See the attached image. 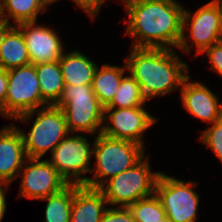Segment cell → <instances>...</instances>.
<instances>
[{
  "label": "cell",
  "mask_w": 222,
  "mask_h": 222,
  "mask_svg": "<svg viewBox=\"0 0 222 222\" xmlns=\"http://www.w3.org/2000/svg\"><path fill=\"white\" fill-rule=\"evenodd\" d=\"M129 19L126 34L136 48H177L182 35L183 7L176 0H122Z\"/></svg>",
  "instance_id": "1"
},
{
  "label": "cell",
  "mask_w": 222,
  "mask_h": 222,
  "mask_svg": "<svg viewBox=\"0 0 222 222\" xmlns=\"http://www.w3.org/2000/svg\"><path fill=\"white\" fill-rule=\"evenodd\" d=\"M174 51L132 47L125 59L127 72L139 83L147 101L178 90L189 75L188 65Z\"/></svg>",
  "instance_id": "2"
},
{
  "label": "cell",
  "mask_w": 222,
  "mask_h": 222,
  "mask_svg": "<svg viewBox=\"0 0 222 222\" xmlns=\"http://www.w3.org/2000/svg\"><path fill=\"white\" fill-rule=\"evenodd\" d=\"M144 148L132 141L97 134L92 155L96 160L95 168H91L93 175L87 177L85 186L99 189L107 180L138 163L146 155Z\"/></svg>",
  "instance_id": "3"
},
{
  "label": "cell",
  "mask_w": 222,
  "mask_h": 222,
  "mask_svg": "<svg viewBox=\"0 0 222 222\" xmlns=\"http://www.w3.org/2000/svg\"><path fill=\"white\" fill-rule=\"evenodd\" d=\"M55 106L62 109L69 133L97 135L102 132L104 107L93 92L92 84L65 85Z\"/></svg>",
  "instance_id": "4"
},
{
  "label": "cell",
  "mask_w": 222,
  "mask_h": 222,
  "mask_svg": "<svg viewBox=\"0 0 222 222\" xmlns=\"http://www.w3.org/2000/svg\"><path fill=\"white\" fill-rule=\"evenodd\" d=\"M35 113L37 117L29 132L26 134L20 128L28 158H42L48 151L52 152L69 134L64 113L55 105H48L21 114L14 121L27 122Z\"/></svg>",
  "instance_id": "5"
},
{
  "label": "cell",
  "mask_w": 222,
  "mask_h": 222,
  "mask_svg": "<svg viewBox=\"0 0 222 222\" xmlns=\"http://www.w3.org/2000/svg\"><path fill=\"white\" fill-rule=\"evenodd\" d=\"M145 155L138 163L107 180L99 190L110 207L128 208L136 201L151 196L161 172H152Z\"/></svg>",
  "instance_id": "6"
},
{
  "label": "cell",
  "mask_w": 222,
  "mask_h": 222,
  "mask_svg": "<svg viewBox=\"0 0 222 222\" xmlns=\"http://www.w3.org/2000/svg\"><path fill=\"white\" fill-rule=\"evenodd\" d=\"M181 31L182 35L177 48L186 54L190 52L192 45L196 48V53L201 54L213 44L221 41L222 0H212L194 13L183 9ZM186 31L189 38L185 35Z\"/></svg>",
  "instance_id": "7"
},
{
  "label": "cell",
  "mask_w": 222,
  "mask_h": 222,
  "mask_svg": "<svg viewBox=\"0 0 222 222\" xmlns=\"http://www.w3.org/2000/svg\"><path fill=\"white\" fill-rule=\"evenodd\" d=\"M8 87L0 115L8 119L45 107L49 104L42 98L39 79L34 64L7 70Z\"/></svg>",
  "instance_id": "8"
},
{
  "label": "cell",
  "mask_w": 222,
  "mask_h": 222,
  "mask_svg": "<svg viewBox=\"0 0 222 222\" xmlns=\"http://www.w3.org/2000/svg\"><path fill=\"white\" fill-rule=\"evenodd\" d=\"M196 185V182H185L160 173L154 193L172 222L196 221L200 200V196L193 189Z\"/></svg>",
  "instance_id": "9"
},
{
  "label": "cell",
  "mask_w": 222,
  "mask_h": 222,
  "mask_svg": "<svg viewBox=\"0 0 222 222\" xmlns=\"http://www.w3.org/2000/svg\"><path fill=\"white\" fill-rule=\"evenodd\" d=\"M69 133L51 152L48 161L56 168L58 173L68 184L86 185L87 177L82 174L91 173L90 161L93 155L94 143H90L83 135L72 136ZM71 135V136H70Z\"/></svg>",
  "instance_id": "10"
},
{
  "label": "cell",
  "mask_w": 222,
  "mask_h": 222,
  "mask_svg": "<svg viewBox=\"0 0 222 222\" xmlns=\"http://www.w3.org/2000/svg\"><path fill=\"white\" fill-rule=\"evenodd\" d=\"M107 121L110 123L105 124ZM144 106L129 108H104L102 134L109 138L135 142L144 147V133L156 121Z\"/></svg>",
  "instance_id": "11"
},
{
  "label": "cell",
  "mask_w": 222,
  "mask_h": 222,
  "mask_svg": "<svg viewBox=\"0 0 222 222\" xmlns=\"http://www.w3.org/2000/svg\"><path fill=\"white\" fill-rule=\"evenodd\" d=\"M40 160L28 158L22 166L18 173V176L22 175L18 198L39 200L60 192L68 185L48 160Z\"/></svg>",
  "instance_id": "12"
},
{
  "label": "cell",
  "mask_w": 222,
  "mask_h": 222,
  "mask_svg": "<svg viewBox=\"0 0 222 222\" xmlns=\"http://www.w3.org/2000/svg\"><path fill=\"white\" fill-rule=\"evenodd\" d=\"M23 33L31 64L59 61L63 54V41L55 30L36 21L16 25Z\"/></svg>",
  "instance_id": "13"
},
{
  "label": "cell",
  "mask_w": 222,
  "mask_h": 222,
  "mask_svg": "<svg viewBox=\"0 0 222 222\" xmlns=\"http://www.w3.org/2000/svg\"><path fill=\"white\" fill-rule=\"evenodd\" d=\"M188 75L180 87L184 108L194 117L210 123L222 117V103L206 85L196 81L190 82Z\"/></svg>",
  "instance_id": "14"
},
{
  "label": "cell",
  "mask_w": 222,
  "mask_h": 222,
  "mask_svg": "<svg viewBox=\"0 0 222 222\" xmlns=\"http://www.w3.org/2000/svg\"><path fill=\"white\" fill-rule=\"evenodd\" d=\"M16 126L10 124L0 130V182L10 185L28 159L22 134Z\"/></svg>",
  "instance_id": "15"
},
{
  "label": "cell",
  "mask_w": 222,
  "mask_h": 222,
  "mask_svg": "<svg viewBox=\"0 0 222 222\" xmlns=\"http://www.w3.org/2000/svg\"><path fill=\"white\" fill-rule=\"evenodd\" d=\"M107 206V200L99 189L73 184L70 222H100Z\"/></svg>",
  "instance_id": "16"
},
{
  "label": "cell",
  "mask_w": 222,
  "mask_h": 222,
  "mask_svg": "<svg viewBox=\"0 0 222 222\" xmlns=\"http://www.w3.org/2000/svg\"><path fill=\"white\" fill-rule=\"evenodd\" d=\"M30 64V57L22 31L16 25H7L0 34V68Z\"/></svg>",
  "instance_id": "17"
},
{
  "label": "cell",
  "mask_w": 222,
  "mask_h": 222,
  "mask_svg": "<svg viewBox=\"0 0 222 222\" xmlns=\"http://www.w3.org/2000/svg\"><path fill=\"white\" fill-rule=\"evenodd\" d=\"M59 65L65 85L92 84L97 64L78 50L63 52Z\"/></svg>",
  "instance_id": "18"
},
{
  "label": "cell",
  "mask_w": 222,
  "mask_h": 222,
  "mask_svg": "<svg viewBox=\"0 0 222 222\" xmlns=\"http://www.w3.org/2000/svg\"><path fill=\"white\" fill-rule=\"evenodd\" d=\"M125 71H128L126 63L121 67L110 64H104L101 68L97 66L92 80V90L104 108L113 100Z\"/></svg>",
  "instance_id": "19"
},
{
  "label": "cell",
  "mask_w": 222,
  "mask_h": 222,
  "mask_svg": "<svg viewBox=\"0 0 222 222\" xmlns=\"http://www.w3.org/2000/svg\"><path fill=\"white\" fill-rule=\"evenodd\" d=\"M49 5L47 0H0V17L7 25L37 21L38 14L44 13Z\"/></svg>",
  "instance_id": "20"
},
{
  "label": "cell",
  "mask_w": 222,
  "mask_h": 222,
  "mask_svg": "<svg viewBox=\"0 0 222 222\" xmlns=\"http://www.w3.org/2000/svg\"><path fill=\"white\" fill-rule=\"evenodd\" d=\"M35 68L42 98L49 105H55L65 88L59 61L39 63L35 65Z\"/></svg>",
  "instance_id": "21"
},
{
  "label": "cell",
  "mask_w": 222,
  "mask_h": 222,
  "mask_svg": "<svg viewBox=\"0 0 222 222\" xmlns=\"http://www.w3.org/2000/svg\"><path fill=\"white\" fill-rule=\"evenodd\" d=\"M39 200L47 202L44 222H70L73 205V184H68L60 192Z\"/></svg>",
  "instance_id": "22"
},
{
  "label": "cell",
  "mask_w": 222,
  "mask_h": 222,
  "mask_svg": "<svg viewBox=\"0 0 222 222\" xmlns=\"http://www.w3.org/2000/svg\"><path fill=\"white\" fill-rule=\"evenodd\" d=\"M144 98L139 83L130 75H125L111 103L105 108H129L144 106Z\"/></svg>",
  "instance_id": "23"
},
{
  "label": "cell",
  "mask_w": 222,
  "mask_h": 222,
  "mask_svg": "<svg viewBox=\"0 0 222 222\" xmlns=\"http://www.w3.org/2000/svg\"><path fill=\"white\" fill-rule=\"evenodd\" d=\"M128 208L135 222H158L166 217V212L155 193L136 201Z\"/></svg>",
  "instance_id": "24"
},
{
  "label": "cell",
  "mask_w": 222,
  "mask_h": 222,
  "mask_svg": "<svg viewBox=\"0 0 222 222\" xmlns=\"http://www.w3.org/2000/svg\"><path fill=\"white\" fill-rule=\"evenodd\" d=\"M200 140L216 154L222 163V117L202 132Z\"/></svg>",
  "instance_id": "25"
},
{
  "label": "cell",
  "mask_w": 222,
  "mask_h": 222,
  "mask_svg": "<svg viewBox=\"0 0 222 222\" xmlns=\"http://www.w3.org/2000/svg\"><path fill=\"white\" fill-rule=\"evenodd\" d=\"M100 222H135V220L129 208L108 206Z\"/></svg>",
  "instance_id": "26"
},
{
  "label": "cell",
  "mask_w": 222,
  "mask_h": 222,
  "mask_svg": "<svg viewBox=\"0 0 222 222\" xmlns=\"http://www.w3.org/2000/svg\"><path fill=\"white\" fill-rule=\"evenodd\" d=\"M203 53H206L210 60L211 66L209 68L222 77V40L213 44Z\"/></svg>",
  "instance_id": "27"
},
{
  "label": "cell",
  "mask_w": 222,
  "mask_h": 222,
  "mask_svg": "<svg viewBox=\"0 0 222 222\" xmlns=\"http://www.w3.org/2000/svg\"><path fill=\"white\" fill-rule=\"evenodd\" d=\"M106 0H73L75 4L82 8L90 18H94L97 16L100 7H102L103 3Z\"/></svg>",
  "instance_id": "28"
},
{
  "label": "cell",
  "mask_w": 222,
  "mask_h": 222,
  "mask_svg": "<svg viewBox=\"0 0 222 222\" xmlns=\"http://www.w3.org/2000/svg\"><path fill=\"white\" fill-rule=\"evenodd\" d=\"M7 87H8L7 70L0 68V110L3 108L5 103Z\"/></svg>",
  "instance_id": "29"
},
{
  "label": "cell",
  "mask_w": 222,
  "mask_h": 222,
  "mask_svg": "<svg viewBox=\"0 0 222 222\" xmlns=\"http://www.w3.org/2000/svg\"><path fill=\"white\" fill-rule=\"evenodd\" d=\"M9 185L10 184L0 182V222L4 218V214H5V211H6L7 204H6L5 192L7 191L6 187H8Z\"/></svg>",
  "instance_id": "30"
},
{
  "label": "cell",
  "mask_w": 222,
  "mask_h": 222,
  "mask_svg": "<svg viewBox=\"0 0 222 222\" xmlns=\"http://www.w3.org/2000/svg\"><path fill=\"white\" fill-rule=\"evenodd\" d=\"M6 26H7L6 22L0 17V34Z\"/></svg>",
  "instance_id": "31"
},
{
  "label": "cell",
  "mask_w": 222,
  "mask_h": 222,
  "mask_svg": "<svg viewBox=\"0 0 222 222\" xmlns=\"http://www.w3.org/2000/svg\"><path fill=\"white\" fill-rule=\"evenodd\" d=\"M158 222H172L167 216Z\"/></svg>",
  "instance_id": "32"
},
{
  "label": "cell",
  "mask_w": 222,
  "mask_h": 222,
  "mask_svg": "<svg viewBox=\"0 0 222 222\" xmlns=\"http://www.w3.org/2000/svg\"><path fill=\"white\" fill-rule=\"evenodd\" d=\"M57 0H47V2L49 3V4H53V3H55Z\"/></svg>",
  "instance_id": "33"
}]
</instances>
